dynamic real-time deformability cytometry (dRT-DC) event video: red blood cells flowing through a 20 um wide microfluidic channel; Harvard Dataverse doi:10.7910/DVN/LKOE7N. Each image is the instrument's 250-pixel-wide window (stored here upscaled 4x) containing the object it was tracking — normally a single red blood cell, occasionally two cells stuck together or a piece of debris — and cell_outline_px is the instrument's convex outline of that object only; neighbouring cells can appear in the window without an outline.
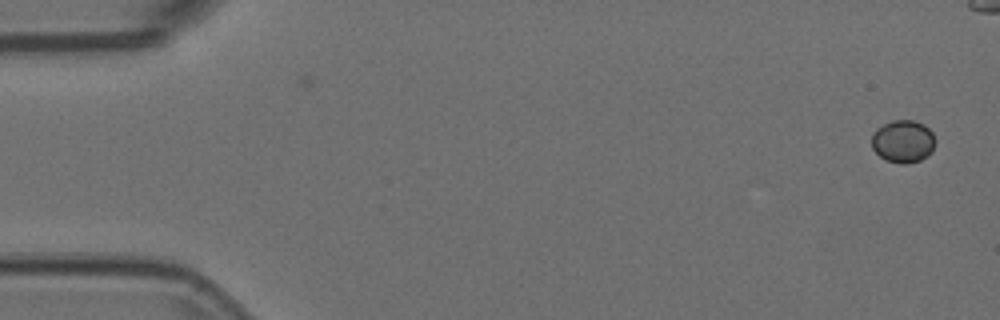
{"species": "Egyptian fruit bat (a non-hibernating species)", "species_latin": "Rousettus aegyptiacus", "temperature_condition": "room temperature", "stored_images_in_passage": 2, "camera_frame_rate_fps": 3000, "um_per_image_px": 0.085, "animal": {"sex": "female"}, "frame": {"image": 1, "passage_image": 2, "time_ms": 0.333, "image_size_px": [1000, 320], "cell_outline_px": [[936, 144], [932, 152], [928, 156], [920, 160], [908, 164], [900, 164], [888, 160], [880, 156], [872, 148], [872, 132], [876, 128], [892, 120], [912, 120], [924, 124], [932, 132], [936, 140]], "centroid_in_image_um": [76.78, 12.01], "position_along_channel_um": 8.2, "area_um2": 16.01}}